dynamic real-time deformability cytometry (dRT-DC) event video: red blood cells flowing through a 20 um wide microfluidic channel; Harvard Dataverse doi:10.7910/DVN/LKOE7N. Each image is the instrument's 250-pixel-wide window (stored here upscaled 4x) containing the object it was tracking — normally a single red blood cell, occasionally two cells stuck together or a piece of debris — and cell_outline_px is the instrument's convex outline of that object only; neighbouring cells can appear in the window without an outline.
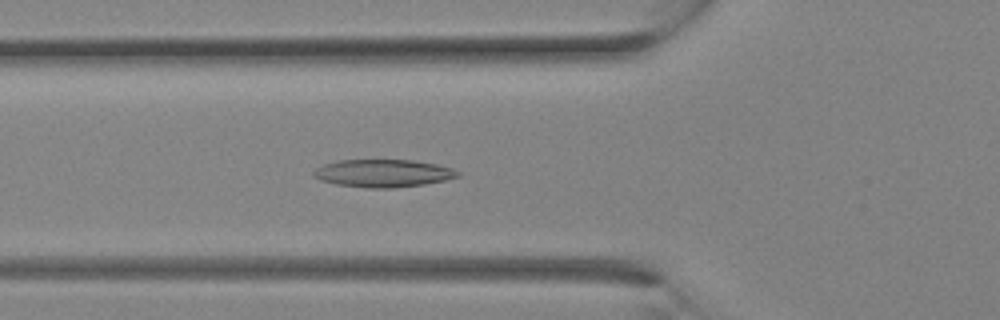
{"species": "Egyptian fruit bat (a non-hibernating species)", "species_latin": "Rousettus aegyptiacus", "temperature_condition": "room temperature", "stored_images_in_passage": 13, "camera_frame_rate_fps": 3000, "um_per_image_px": 0.085, "animal": {"sex": "female"}, "frame": {"image": 1, "passage_image": 11, "time_ms": 3.333, "image_size_px": [1000, 320], "cell_outline_px": [[460, 176], [444, 180], [424, 184], [396, 188], [368, 188], [336, 184], [320, 180], [312, 176], [312, 172], [316, 168], [324, 164], [336, 160], [412, 160], [436, 164], [452, 168], [460, 172]], "centroid_in_image_um": [32.54, 14.73], "position_along_channel_um": 93.3, "area_um2": 23.35}}
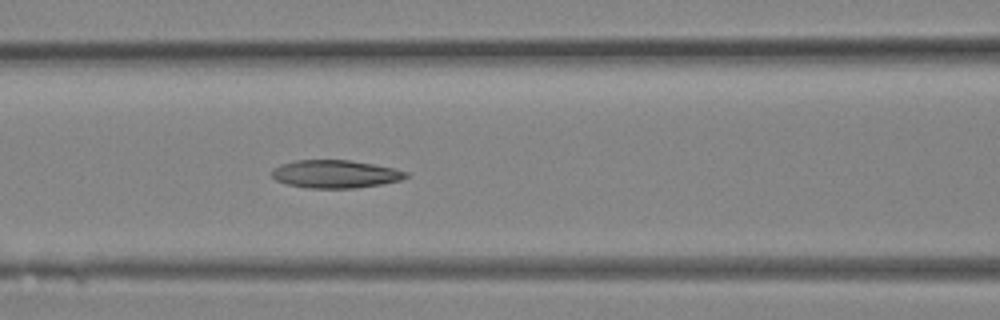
{"frame": {"image": 2, "passage_image": 13, "time_ms": 4.0, "image_size_px": [1000, 320], "cell_outline_px": [[408, 176], [400, 180], [380, 184], [356, 188], [308, 188], [284, 184], [276, 180], [272, 176], [272, 168], [280, 164], [296, 160], [348, 160], [372, 164], [392, 168], [408, 172]], "centroid_in_image_um": [28.45, 14.79], "position_along_channel_um": 138.2, "area_um2": 21.79}}